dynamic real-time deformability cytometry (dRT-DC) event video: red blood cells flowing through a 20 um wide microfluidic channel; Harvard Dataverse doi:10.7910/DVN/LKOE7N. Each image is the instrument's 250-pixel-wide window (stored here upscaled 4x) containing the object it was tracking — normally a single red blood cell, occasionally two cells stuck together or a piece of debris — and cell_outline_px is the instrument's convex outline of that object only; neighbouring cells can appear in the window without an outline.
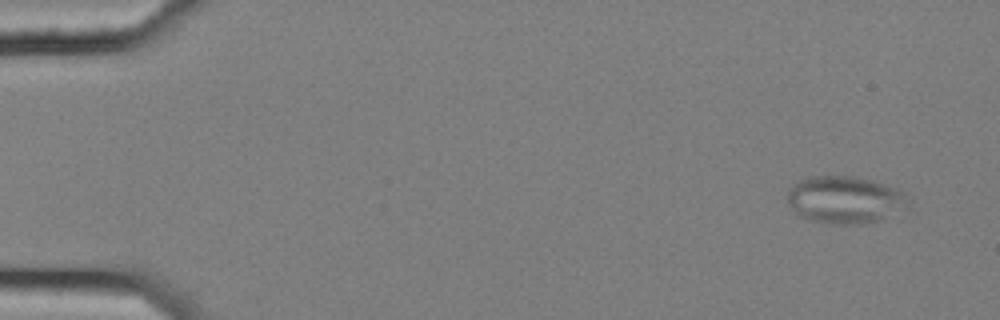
{"species": "common noctule bat (a hibernating species)", "species_latin": "Nyctalus noctula", "temperature_condition": "cold", "stored_images_in_passage": 6, "camera_frame_rate_fps": 3000, "um_per_image_px": 0.085, "animal": {"sex": "female", "body_mass_g": 25.1}, "frame": {"image": 1, "passage_image": 6, "time_ms": 1.667, "image_size_px": [1000, 320], "cell_outline_px": [[908, 204], [904, 208], [880, 220], [860, 224], [828, 224], [808, 220], [800, 216], [788, 204], [788, 188], [792, 184], [800, 180], [812, 176], [856, 176], [872, 180], [892, 188], [900, 192]], "centroid_in_image_um": [71.72, 16.99], "position_along_channel_um": 13.3, "area_um2": 32.95}}